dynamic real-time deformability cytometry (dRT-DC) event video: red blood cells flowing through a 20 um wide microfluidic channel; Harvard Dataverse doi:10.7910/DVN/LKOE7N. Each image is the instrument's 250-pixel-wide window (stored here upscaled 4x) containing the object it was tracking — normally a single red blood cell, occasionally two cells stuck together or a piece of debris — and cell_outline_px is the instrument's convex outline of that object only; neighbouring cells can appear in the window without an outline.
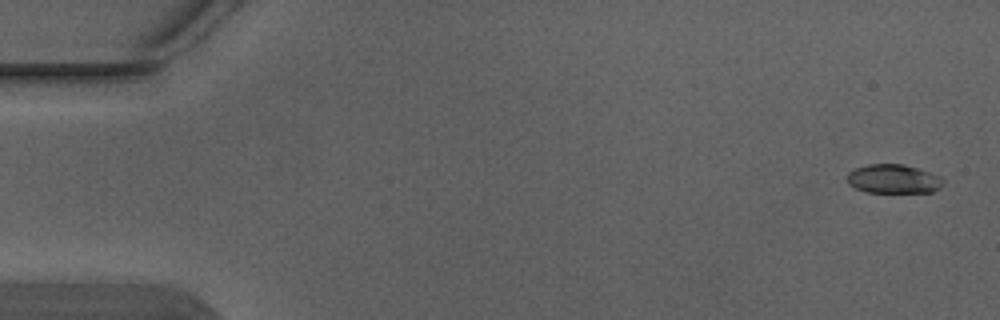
{"species": "Egyptian fruit bat (a non-hibernating species)", "species_latin": "Rousettus aegyptiacus", "temperature_condition": "warm", "stored_images_in_passage": 6, "camera_frame_rate_fps": 3000, "um_per_image_px": 0.085, "animal": {"sex": "male"}, "frame": {"image": 1, "passage_image": 1, "time_ms": 0.0, "image_size_px": [1000, 320], "cell_outline_px": [[944, 184], [940, 188], [932, 192], [864, 192], [848, 184], [848, 172], [856, 168], [868, 164], [904, 164], [928, 172], [944, 180]], "centroid_in_image_um": [75.92, 15.21], "position_along_channel_um": 9.1, "area_um2": 16.07}}
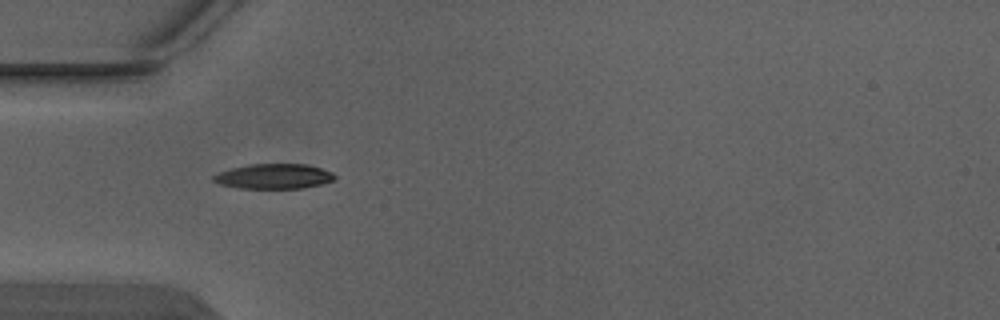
{"frame": {"image": 2, "passage_image": 5, "time_ms": 1.333, "image_size_px": [1000, 320], "cell_outline_px": [[336, 180], [304, 188], [240, 188], [220, 184], [212, 180], [212, 176], [220, 172], [232, 168], [248, 164], [308, 164], [332, 172], [336, 176]], "centroid_in_image_um": [23.3, 14.98], "position_along_channel_um": 61.7, "area_um2": 17.63}}
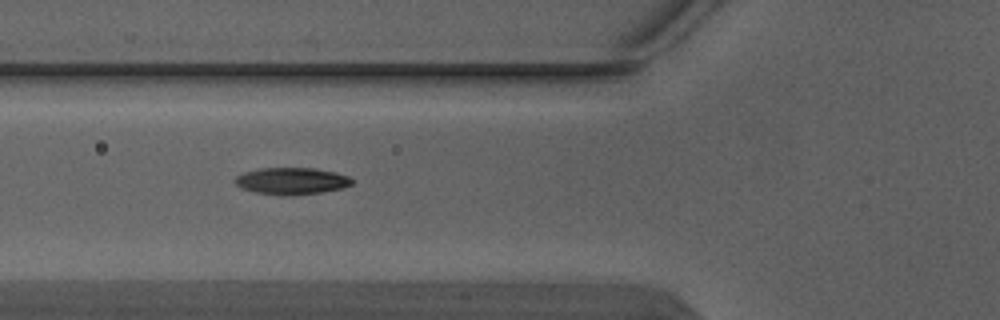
{"frame": {"image": 3, "passage_image": 6, "time_ms": 1.667, "image_size_px": [1000, 320], "cell_outline_px": [[352, 184], [344, 188], [320, 192], [292, 196], [284, 196], [256, 192], [240, 188], [232, 180], [236, 176], [244, 172], [260, 168], [312, 168], [336, 172], [348, 176], [352, 180]], "centroid_in_image_um": [24.76, 15.39], "position_along_channel_um": 101.0, "area_um2": 18.44}}